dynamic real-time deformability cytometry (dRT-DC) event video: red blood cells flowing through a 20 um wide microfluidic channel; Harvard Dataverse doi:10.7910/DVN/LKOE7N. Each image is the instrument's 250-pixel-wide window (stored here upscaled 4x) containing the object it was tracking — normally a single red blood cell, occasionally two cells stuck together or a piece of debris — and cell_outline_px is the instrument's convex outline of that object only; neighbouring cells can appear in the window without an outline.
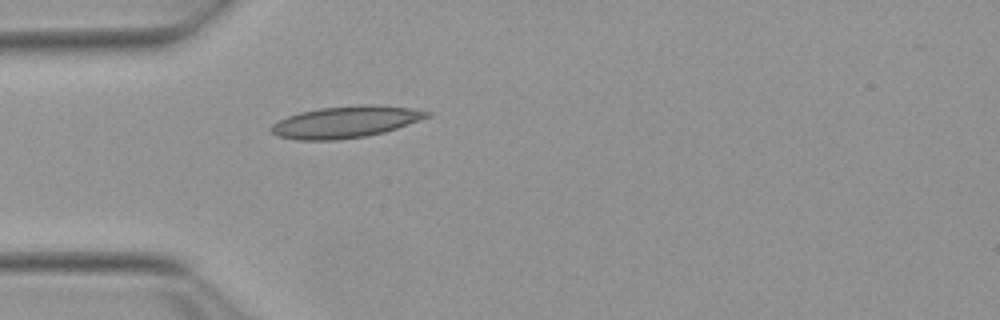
{"species": "Egyptian fruit bat (a non-hibernating species)", "species_latin": "Rousettus aegyptiacus", "temperature_condition": "warm", "stored_images_in_passage": 28, "camera_frame_rate_fps": 3000, "um_per_image_px": 0.085, "animal": {"sex": "female"}, "frame": {"image": 1, "passage_image": 1, "time_ms": 0.0, "image_size_px": [1000, 320], "cell_outline_px": [[432, 116], [384, 132], [368, 136], [336, 140], [296, 140], [276, 136], [268, 128], [272, 124], [288, 116], [300, 112], [320, 108], [360, 104], [380, 104], [408, 108], [432, 112]], "centroid_in_image_um": [29.37, 10.36], "position_along_channel_um": 55.6, "area_um2": 28.96}}
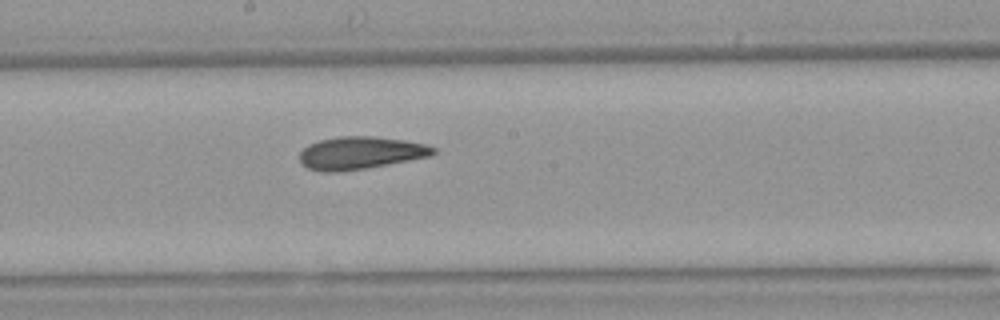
{"frame": {"image": 2, "passage_image": 14, "time_ms": 4.333, "image_size_px": [1000, 320], "cell_outline_px": [[436, 152], [432, 156], [364, 168], [336, 172], [320, 172], [308, 168], [300, 164], [300, 152], [308, 144], [320, 140], [340, 136], [372, 136], [404, 140], [424, 144], [436, 148]], "centroid_in_image_um": [30.61, 13.0], "position_along_channel_um": 217.6, "area_um2": 25.32}}
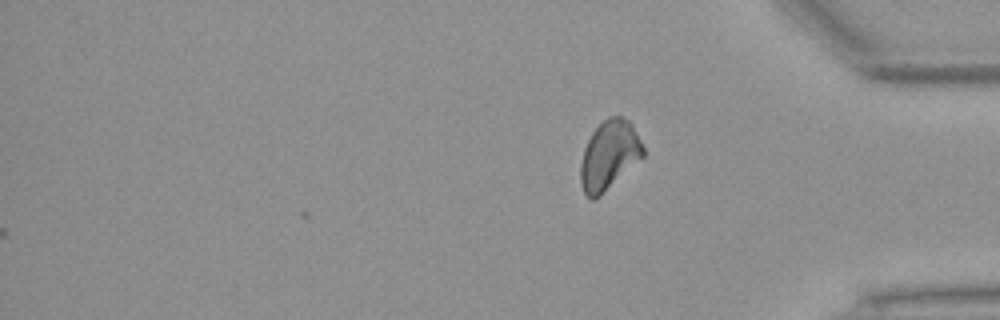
{"frame": {"image": 3, "passage_image": 28, "time_ms": 9.0, "image_size_px": [1000, 320], "cell_outline_px": [[644, 156], [600, 196], [592, 200], [584, 192], [580, 184], [580, 164], [584, 148], [592, 132], [608, 116], [620, 116], [628, 120], [632, 124], [644, 148]], "centroid_in_image_um": [51.77, 13.2], "position_along_channel_um": 383.4, "area_um2": 25.03}, "authors_computed_cell_mechanics": {"area_um2": 25.3164, "velocity_mm_per_s": 3.8569, "shape_relaxation_time_tau1_ms": null, "shape_relaxation_time_tau2_ms": 3.0004, "deformation_change_tau1": null, "deformation_change_tau2": 0.1037}}